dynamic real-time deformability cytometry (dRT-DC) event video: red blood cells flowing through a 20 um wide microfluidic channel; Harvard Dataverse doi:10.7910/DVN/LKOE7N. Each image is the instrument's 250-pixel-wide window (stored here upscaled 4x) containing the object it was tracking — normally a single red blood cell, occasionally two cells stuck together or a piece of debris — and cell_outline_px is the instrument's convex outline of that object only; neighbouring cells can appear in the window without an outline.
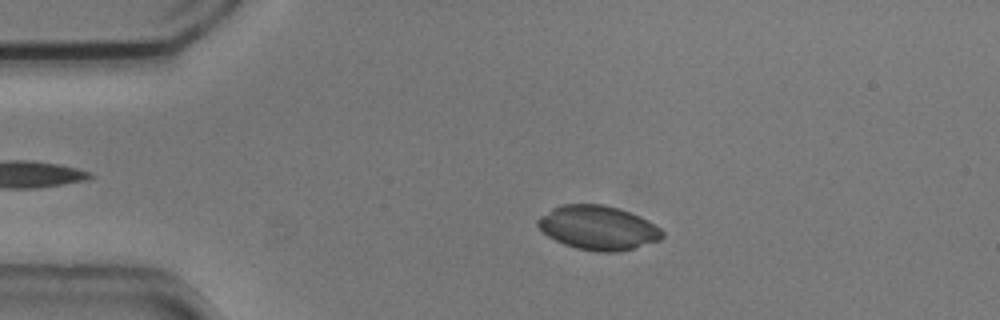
{"species": "common noctule bat (a hibernating species)", "species_latin": "Nyctalus noctula", "temperature_condition": "cold", "stored_images_in_passage": 48, "camera_frame_rate_fps": 3000, "um_per_image_px": 0.085, "animal": {"sex": "male", "body_mass_g": 20.5, "forearm_length_mm": 52.5}, "frame": {"image": 1, "passage_image": 11, "time_ms": 3.333, "image_size_px": [1000, 320], "cell_outline_px": [[664, 236], [660, 240], [632, 248], [616, 252], [596, 252], [576, 248], [564, 244], [548, 236], [536, 224], [536, 220], [540, 216], [552, 208], [560, 204], [604, 204], [620, 208], [640, 216], [648, 220], [660, 228], [664, 232]], "centroid_in_image_um": [50.83, 19.35], "position_along_channel_um": 34.2, "area_um2": 32.14}}
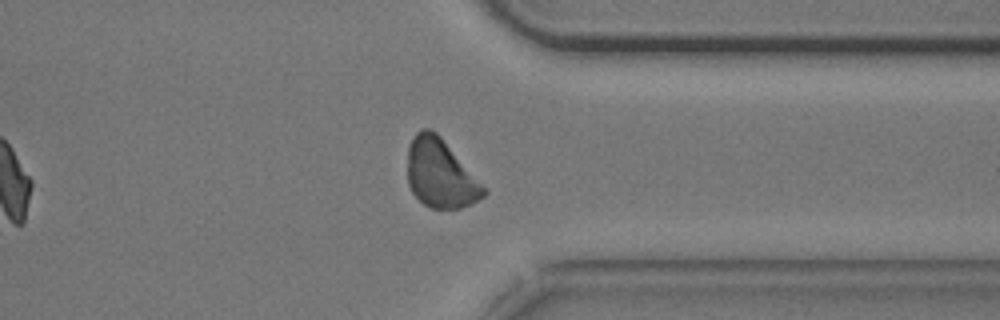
{"frame": {"image": 2, "passage_image": 42, "time_ms": 13.667, "image_size_px": [1000, 320], "cell_outline_px": [[488, 192], [484, 196], [472, 204], [460, 208], [432, 208], [424, 204], [412, 192], [408, 184], [408, 148], [412, 136], [420, 128], [428, 128], [436, 132], [440, 136], [488, 188]], "centroid_in_image_um": [37.46, 14.75], "position_along_channel_um": 373.9, "area_um2": 30.69}}
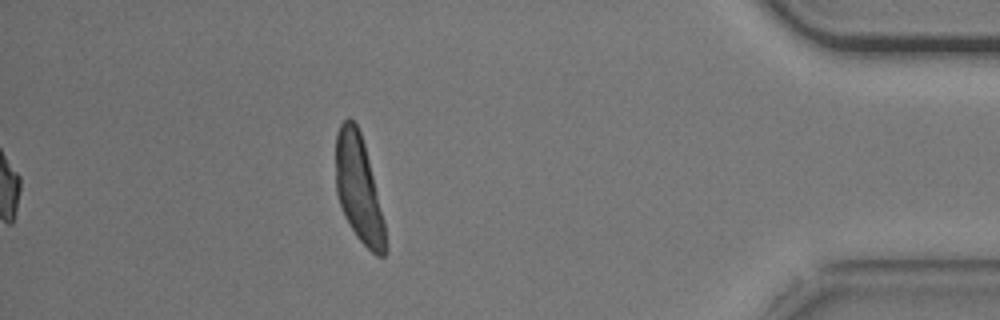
{"frame": {"image": 3, "passage_image": 48, "time_ms": 15.667, "image_size_px": [1000, 320], "cell_outline_px": [[388, 248], [384, 256], [376, 256], [356, 236], [344, 216], [336, 192], [336, 132], [340, 124], [348, 116], [356, 124], [360, 132], [364, 144], [384, 220]], "centroid_in_image_um": [30.49, 16.07], "position_along_channel_um": 404.7, "area_um2": 30.69}}